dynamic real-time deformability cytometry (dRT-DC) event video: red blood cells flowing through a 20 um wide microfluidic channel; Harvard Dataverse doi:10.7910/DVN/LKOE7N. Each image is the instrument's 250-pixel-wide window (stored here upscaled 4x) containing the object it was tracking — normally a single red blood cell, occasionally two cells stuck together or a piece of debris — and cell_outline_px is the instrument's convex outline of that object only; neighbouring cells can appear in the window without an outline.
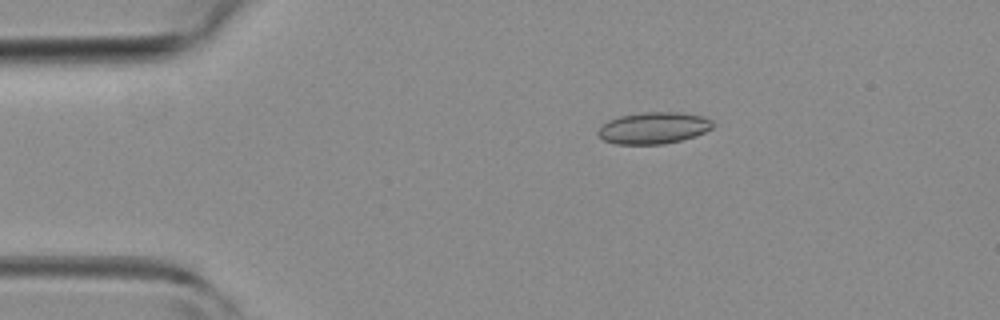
{"species": "common noctule bat (a hibernating species)", "species_latin": "Nyctalus noctula", "temperature_condition": "room temperature", "stored_images_in_passage": 3, "camera_frame_rate_fps": 3000, "um_per_image_px": 0.085, "animal": {"sex": "female", "body_mass_g": 19.3, "forearm_length_mm": 54.1}, "frame": {"image": 1, "passage_image": 2, "time_ms": 1.0, "image_size_px": [1000, 320], "cell_outline_px": [[716, 124], [712, 128], [704, 132], [680, 140], [664, 144], [616, 144], [604, 140], [596, 132], [608, 120], [620, 116], [644, 112], [680, 112], [700, 116], [712, 120]], "centroid_in_image_um": [55.56, 10.87], "position_along_channel_um": 29.4, "area_um2": 20.98}}
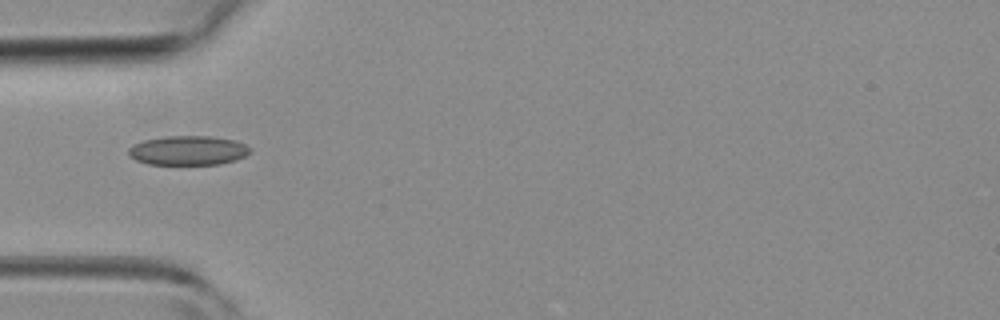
{"frame": {"image": 2, "passage_image": 3, "time_ms": 3.0, "image_size_px": [1000, 320], "cell_outline_px": [[252, 152], [236, 160], [220, 164], [148, 164], [136, 160], [128, 152], [128, 148], [144, 140], [164, 136], [208, 136], [232, 140], [244, 144], [252, 148]], "centroid_in_image_um": [16.01, 12.79], "position_along_channel_um": 69.0, "area_um2": 20.63}}